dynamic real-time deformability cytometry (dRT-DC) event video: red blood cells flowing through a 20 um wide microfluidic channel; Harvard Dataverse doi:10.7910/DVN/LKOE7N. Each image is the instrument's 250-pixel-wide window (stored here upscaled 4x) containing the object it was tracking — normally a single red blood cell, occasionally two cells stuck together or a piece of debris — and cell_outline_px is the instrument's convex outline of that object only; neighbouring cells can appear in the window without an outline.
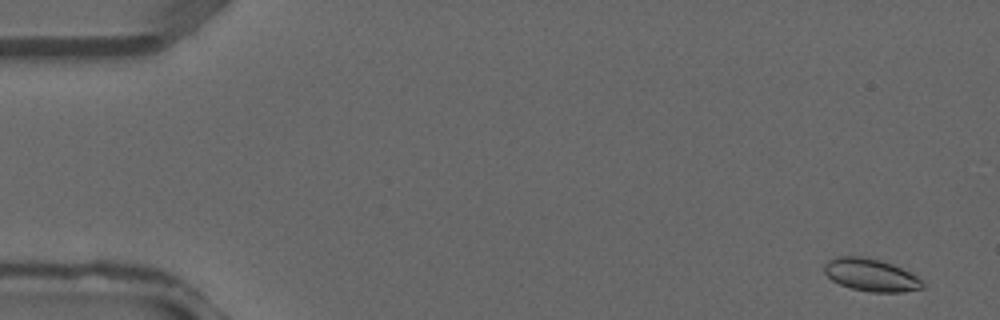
{"species": "common noctule bat (a hibernating species)", "species_latin": "Nyctalus noctula", "temperature_condition": "warm", "stored_images_in_passage": 26, "camera_frame_rate_fps": 3000, "um_per_image_px": 0.085, "animal": {"sex": "male", "forearm_length_mm": 52.5}, "frame": {"image": 1, "passage_image": 2, "time_ms": 0.333, "image_size_px": [1000, 320], "cell_outline_px": [[924, 288], [904, 292], [872, 292], [852, 288], [840, 284], [832, 280], [824, 272], [824, 264], [828, 260], [840, 256], [864, 256], [880, 260], [892, 264], [916, 276], [924, 284]], "centroid_in_image_um": [74.01, 23.37], "position_along_channel_um": 11.0, "area_um2": 18.5}}
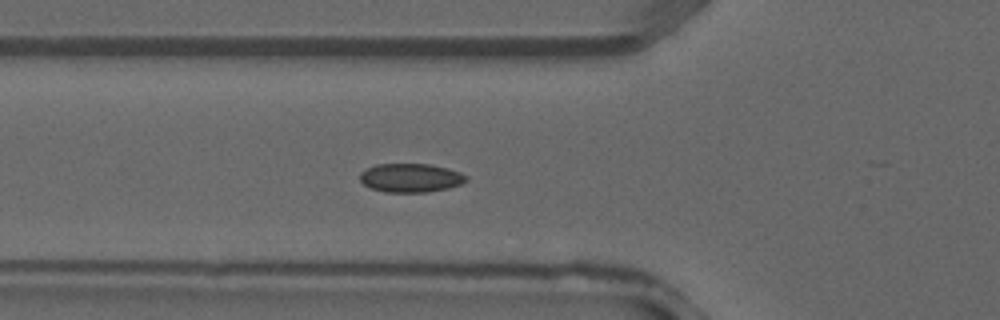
{"frame": {"image": 2, "passage_image": 14, "time_ms": 4.333, "image_size_px": [1000, 320], "cell_outline_px": [[468, 180], [460, 184], [448, 188], [428, 192], [384, 192], [372, 188], [364, 184], [360, 180], [360, 172], [364, 168], [376, 164], [428, 164], [448, 168], [460, 172], [468, 176]], "centroid_in_image_um": [34.9, 15.11], "position_along_channel_um": 90.9, "area_um2": 17.92}}
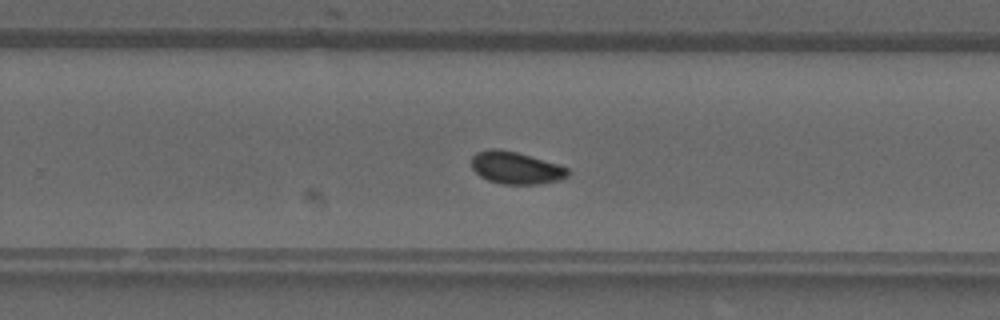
{"frame": {"image": 3, "passage_image": 25, "time_ms": 8.0, "image_size_px": [1000, 320], "cell_outline_px": [[568, 176], [560, 180], [540, 184], [504, 184], [488, 180], [480, 176], [472, 168], [472, 156], [476, 152], [488, 148], [500, 148], [516, 152], [560, 164], [568, 168]], "centroid_in_image_um": [43.85, 14.25], "position_along_channel_um": 286.0, "area_um2": 18.26}}